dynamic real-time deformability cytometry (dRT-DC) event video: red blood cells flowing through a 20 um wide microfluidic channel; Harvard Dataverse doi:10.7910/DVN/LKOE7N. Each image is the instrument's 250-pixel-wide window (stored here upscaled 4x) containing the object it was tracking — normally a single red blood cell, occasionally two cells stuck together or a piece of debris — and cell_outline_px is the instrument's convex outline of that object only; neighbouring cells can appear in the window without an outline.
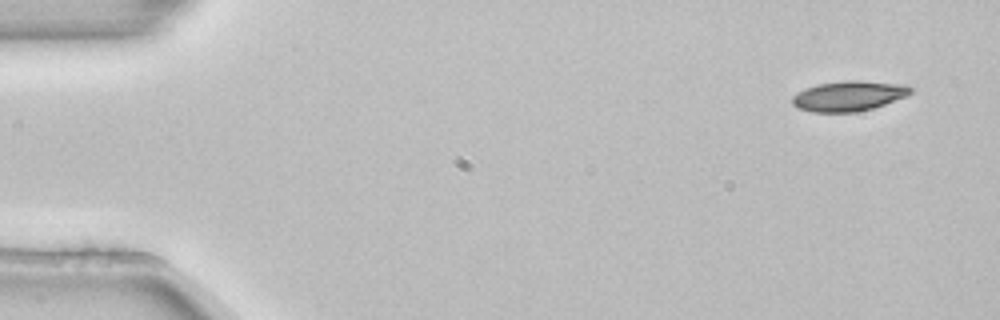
{"species": "common noctule bat (a hibernating species)", "species_latin": "Nyctalus noctula", "temperature_condition": "room temperature", "stored_images_in_passage": 3, "camera_frame_rate_fps": 3000, "um_per_image_px": 0.085, "animal": {"sex": "female", "body_mass_g": 22.7, "forearm_length_mm": 54.2}, "frame": {"image": 1, "passage_image": 1, "time_ms": 0.0, "image_size_px": [1000, 320], "cell_outline_px": [[916, 88], [908, 96], [872, 108], [856, 112], [812, 112], [796, 108], [792, 104], [792, 96], [816, 84], [844, 80], [860, 80], [908, 84]], "centroid_in_image_um": [72.21, 8.14], "position_along_channel_um": 12.8, "area_um2": 21.1}}
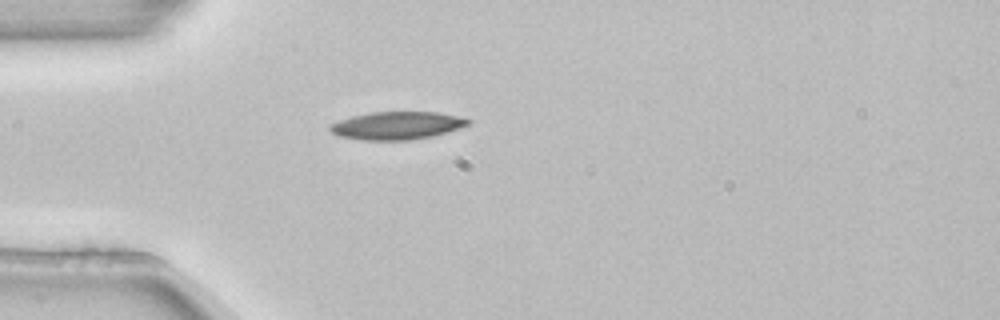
{"frame": {"image": 2, "passage_image": 3, "time_ms": 0.667, "image_size_px": [1000, 320], "cell_outline_px": [[472, 120], [468, 124], [460, 128], [432, 136], [412, 140], [364, 140], [336, 136], [328, 128], [328, 124], [352, 116], [372, 112], [436, 112], [460, 116]], "centroid_in_image_um": [33.72, 10.67], "position_along_channel_um": 51.3, "area_um2": 22.48}}